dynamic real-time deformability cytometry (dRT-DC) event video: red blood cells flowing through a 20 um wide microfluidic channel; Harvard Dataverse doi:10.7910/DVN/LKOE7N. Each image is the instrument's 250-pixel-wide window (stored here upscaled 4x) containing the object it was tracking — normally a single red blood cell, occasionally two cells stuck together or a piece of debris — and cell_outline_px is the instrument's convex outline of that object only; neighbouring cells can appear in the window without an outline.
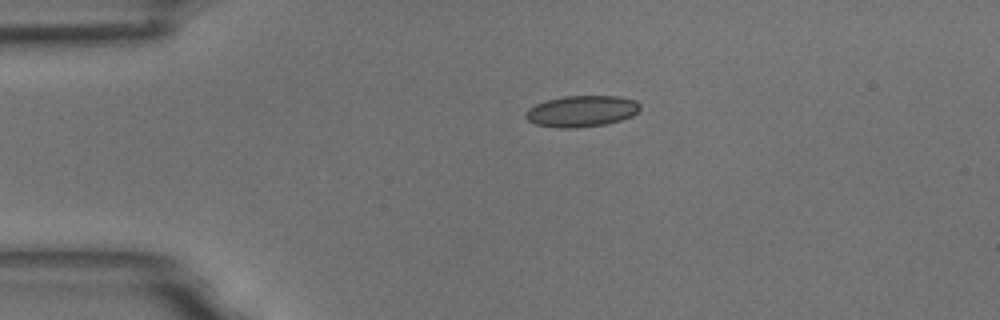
{"species": "common noctule bat (a hibernating species)", "species_latin": "Nyctalus noctula", "temperature_condition": "room temperature", "stored_images_in_passage": 2, "camera_frame_rate_fps": 3000, "um_per_image_px": 0.085, "animal": {"sex": "male", "body_mass_g": 18.8}, "frame": {"image": 1, "passage_image": 1, "time_ms": 0.0, "image_size_px": [1000, 320], "cell_outline_px": [[640, 108], [632, 116], [620, 120], [604, 124], [576, 128], [556, 128], [536, 124], [528, 120], [524, 116], [524, 112], [528, 108], [536, 104], [548, 100], [564, 96], [616, 96], [636, 100], [640, 104]], "centroid_in_image_um": [49.41, 9.45], "position_along_channel_um": 35.6, "area_um2": 20.81}}